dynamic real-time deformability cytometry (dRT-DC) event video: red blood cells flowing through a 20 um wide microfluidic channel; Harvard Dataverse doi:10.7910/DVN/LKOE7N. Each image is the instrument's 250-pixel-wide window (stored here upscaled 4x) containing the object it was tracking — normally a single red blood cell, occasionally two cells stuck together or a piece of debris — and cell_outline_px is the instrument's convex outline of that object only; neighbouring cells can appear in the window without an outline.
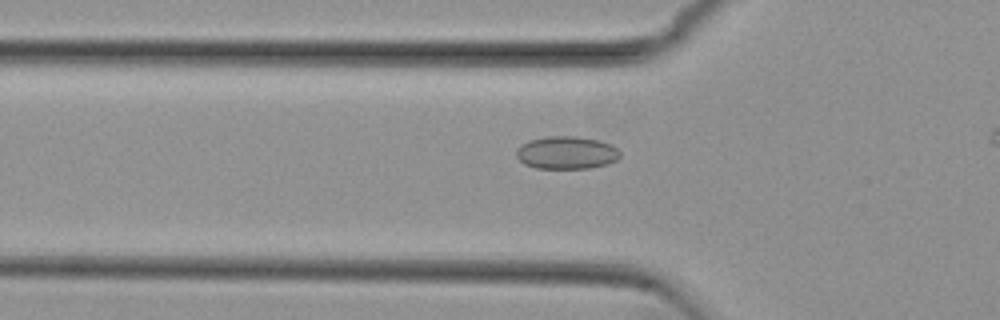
{"species": "common noctule bat (a hibernating species)", "species_latin": "Nyctalus noctula", "temperature_condition": "cold", "stored_images_in_passage": 44, "camera_frame_rate_fps": 3000, "um_per_image_px": 0.085, "animal": {"sex": "female", "body_mass_g": 29.2, "forearm_length_mm": 56.3}, "frame": {"image": 1, "passage_image": 15, "time_ms": 4.667, "image_size_px": [1000, 320], "cell_outline_px": [[620, 156], [616, 160], [608, 164], [588, 168], [536, 168], [524, 164], [516, 156], [516, 148], [528, 140], [548, 136], [576, 136], [600, 140], [612, 144], [620, 152]], "centroid_in_image_um": [48.15, 12.97], "position_along_channel_um": 77.6, "area_um2": 19.94}}
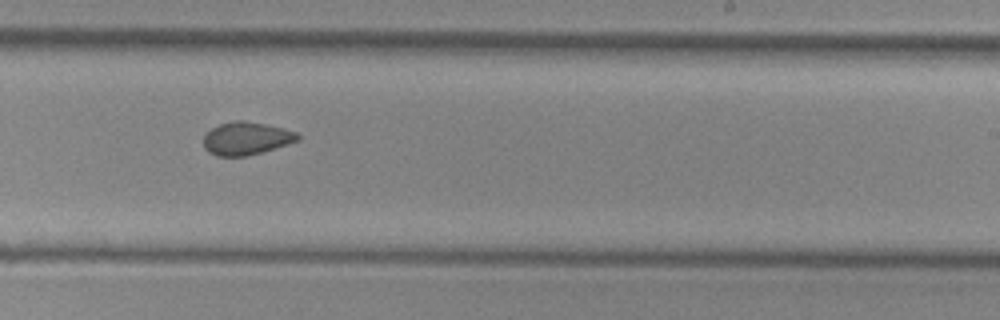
{"frame": {"image": 2, "passage_image": 30, "time_ms": 9.667, "image_size_px": [1000, 320], "cell_outline_px": [[300, 140], [248, 156], [216, 156], [208, 152], [204, 148], [204, 136], [212, 128], [220, 124], [236, 120], [244, 120], [264, 124], [296, 132], [300, 136]], "centroid_in_image_um": [20.91, 11.77], "position_along_channel_um": 268.1, "area_um2": 17.86}}
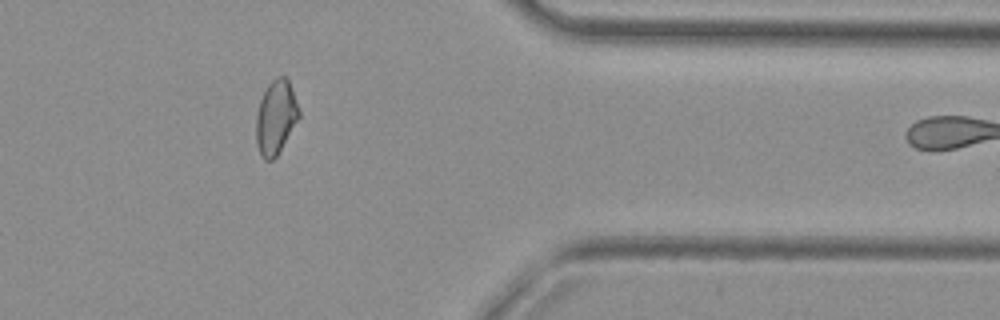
{"frame": {"image": 3, "passage_image": 41, "time_ms": 13.333, "image_size_px": [1000, 320], "cell_outline_px": [[300, 116], [276, 156], [272, 160], [264, 160], [260, 156], [256, 144], [256, 116], [260, 100], [268, 84], [276, 76], [284, 76], [288, 80], [300, 112]], "centroid_in_image_um": [23.42, 9.98], "position_along_channel_um": 388.0, "area_um2": 18.26}, "authors_computed_cell_mechanics": {"area_um2": 18.6116, "velocity_mm_per_s": 3.8022, "shape_relaxation_time_tau1_ms": null, "shape_relaxation_time_tau2_ms": 2.828, "deformation_change_tau1": null, "deformation_change_tau2": 0.0725}}